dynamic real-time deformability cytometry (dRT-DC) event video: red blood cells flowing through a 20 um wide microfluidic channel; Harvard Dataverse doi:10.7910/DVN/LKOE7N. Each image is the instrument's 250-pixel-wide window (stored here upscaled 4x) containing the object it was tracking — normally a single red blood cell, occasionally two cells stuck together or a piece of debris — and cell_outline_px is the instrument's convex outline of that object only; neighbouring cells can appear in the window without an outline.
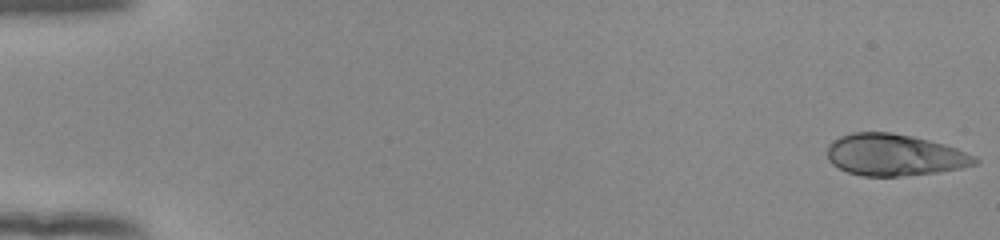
{"species": "human", "species_latin": "Homo sapiens", "temperature_condition": "room temperature", "stored_images_in_passage": 10, "camera_frame_rate_fps": 3000, "um_per_image_px": 0.085, "donor": {"sex": "female"}, "frame": {"image": 1, "passage_image": 1, "time_ms": 0.0, "image_size_px": [1000, 240], "cell_outline_px": [[980, 160], [976, 164], [960, 168], [936, 172], [896, 176], [860, 176], [848, 172], [832, 164], [828, 160], [828, 144], [832, 140], [840, 136], [852, 132], [892, 132], [912, 136], [944, 144], [956, 148], [976, 156]], "centroid_in_image_um": [76.01, 13.16], "position_along_channel_um": 9.0, "area_um2": 35.84}}